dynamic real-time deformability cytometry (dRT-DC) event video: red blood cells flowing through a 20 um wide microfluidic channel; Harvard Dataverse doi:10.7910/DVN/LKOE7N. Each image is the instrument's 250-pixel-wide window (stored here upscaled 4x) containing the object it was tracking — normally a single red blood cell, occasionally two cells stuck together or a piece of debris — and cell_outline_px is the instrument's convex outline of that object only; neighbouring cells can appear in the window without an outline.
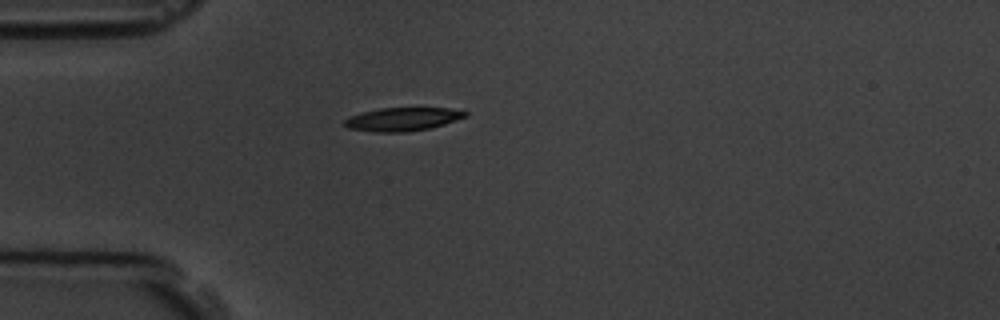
{"species": "common noctule bat (a hibernating species)", "species_latin": "Nyctalus noctula", "temperature_condition": "room temperature", "stored_images_in_passage": 2, "camera_frame_rate_fps": 3000, "um_per_image_px": 0.085, "animal": {"sex": "male", "body_mass_g": 19.5, "forearm_length_mm": 54.6}, "frame": {"image": 1, "passage_image": 2, "time_ms": 1.333, "image_size_px": [1000, 320], "cell_outline_px": [[468, 116], [444, 124], [428, 128], [404, 132], [372, 132], [348, 128], [344, 124], [344, 120], [360, 112], [380, 108], [448, 108], [468, 112]], "centroid_in_image_um": [34.2, 10.13], "position_along_channel_um": 50.8, "area_um2": 16.36}}